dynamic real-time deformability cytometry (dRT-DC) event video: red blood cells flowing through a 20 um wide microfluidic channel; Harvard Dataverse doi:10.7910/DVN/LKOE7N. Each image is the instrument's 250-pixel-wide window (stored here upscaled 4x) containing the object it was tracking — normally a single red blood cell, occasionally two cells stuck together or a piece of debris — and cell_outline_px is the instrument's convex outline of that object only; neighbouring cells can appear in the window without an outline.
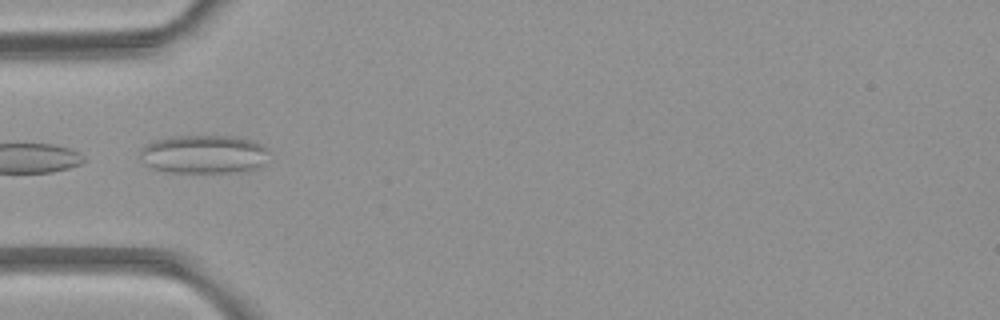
{"species": "common noctule bat (a hibernating species)", "species_latin": "Nyctalus noctula", "temperature_condition": "room temperature", "stored_images_in_passage": 3, "camera_frame_rate_fps": 3000, "um_per_image_px": 0.085, "animal": {"sex": "female", "body_mass_g": 21.9}, "frame": {"image": 1, "passage_image": 3, "time_ms": 3.0, "image_size_px": [1000, 320], "cell_outline_px": [[268, 148], [264, 164], [248, 172], [168, 172], [152, 168], [144, 164], [140, 156], [140, 148], [152, 140], [172, 136], [236, 136], [256, 140]], "centroid_in_image_um": [17.33, 13.1], "position_along_channel_um": 67.7, "area_um2": 29.48}}